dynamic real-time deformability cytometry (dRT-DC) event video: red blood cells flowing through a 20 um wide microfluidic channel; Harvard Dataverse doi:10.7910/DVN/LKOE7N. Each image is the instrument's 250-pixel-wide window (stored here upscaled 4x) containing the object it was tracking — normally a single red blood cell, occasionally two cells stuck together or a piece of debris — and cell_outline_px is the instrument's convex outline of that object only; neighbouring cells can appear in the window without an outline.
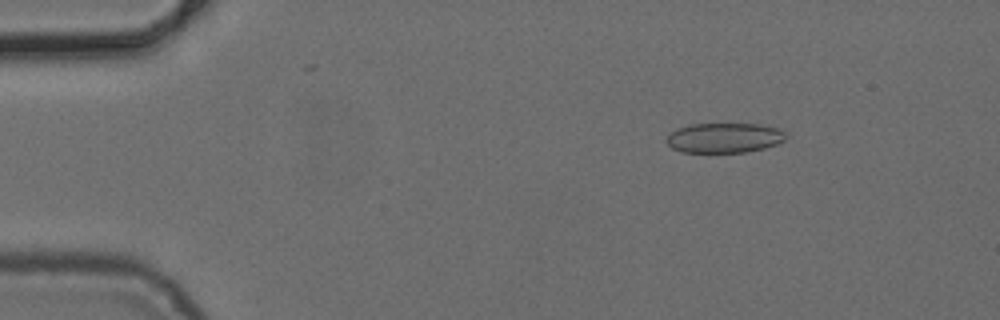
{"species": "common noctule bat (a hibernating species)", "species_latin": "Nyctalus noctula", "temperature_condition": "cold", "stored_images_in_passage": 4, "camera_frame_rate_fps": 3000, "um_per_image_px": 0.085, "animal": {"sex": "female", "body_mass_g": 24.6, "forearm_length_mm": 56.2}, "frame": {"image": 1, "passage_image": 1, "time_ms": 0.0, "image_size_px": [1000, 320], "cell_outline_px": [[788, 136], [784, 140], [776, 144], [764, 148], [744, 152], [680, 152], [672, 148], [664, 140], [676, 128], [688, 124], [760, 124], [784, 128]], "centroid_in_image_um": [61.59, 11.7], "position_along_channel_um": 23.4, "area_um2": 21.1}}
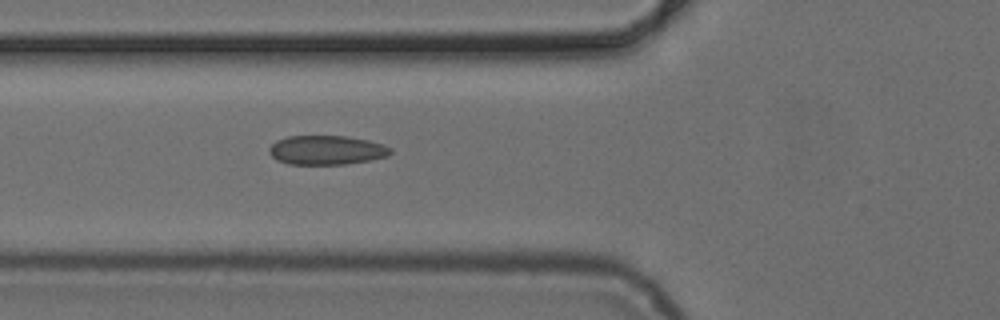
{"frame": {"image": 2, "passage_image": 4, "time_ms": 4.0, "image_size_px": [1000, 320], "cell_outline_px": [[392, 152], [388, 156], [368, 160], [344, 164], [288, 164], [276, 160], [268, 152], [268, 148], [276, 140], [288, 136], [348, 136], [368, 140], [384, 144], [392, 148]], "centroid_in_image_um": [27.75, 12.75], "position_along_channel_um": 98.1, "area_um2": 20.75}}